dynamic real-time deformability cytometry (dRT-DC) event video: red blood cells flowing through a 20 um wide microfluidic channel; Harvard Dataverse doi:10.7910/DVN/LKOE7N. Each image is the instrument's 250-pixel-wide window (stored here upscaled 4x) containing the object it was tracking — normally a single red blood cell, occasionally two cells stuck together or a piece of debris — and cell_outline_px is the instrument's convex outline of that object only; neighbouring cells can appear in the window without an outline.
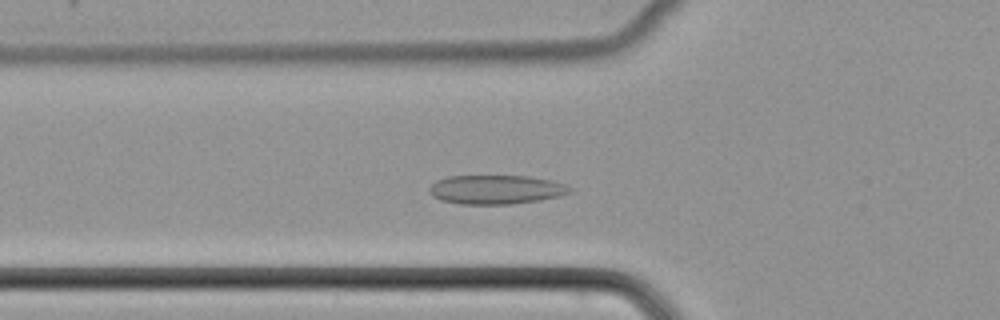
{"species": "common noctule bat (a hibernating species)", "species_latin": "Nyctalus noctula", "temperature_condition": "cold", "stored_images_in_passage": 29, "camera_frame_rate_fps": 3000, "um_per_image_px": 0.085, "animal": {"sex": "female", "body_mass_g": 22.7, "forearm_length_mm": 54.2}, "frame": {"image": 1, "passage_image": 5, "time_ms": 1.333, "image_size_px": [1000, 320], "cell_outline_px": [[572, 192], [560, 196], [540, 200], [512, 204], [460, 204], [440, 200], [432, 196], [428, 192], [428, 188], [436, 180], [448, 176], [528, 176], [548, 180], [564, 184], [572, 188]], "centroid_in_image_um": [42.13, 16.12], "position_along_channel_um": 83.7, "area_um2": 23.87}}
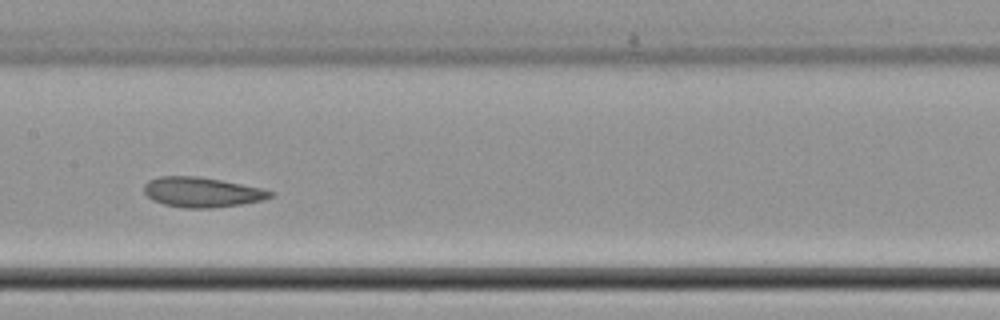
{"frame": {"image": 2, "passage_image": 13, "time_ms": 4.0, "image_size_px": [1000, 320], "cell_outline_px": [[276, 192], [272, 196], [264, 200], [240, 204], [212, 208], [184, 208], [164, 204], [152, 200], [144, 192], [144, 184], [148, 180], [160, 176], [200, 176], [260, 188]], "centroid_in_image_um": [17.15, 16.33], "position_along_channel_um": 190.3, "area_um2": 22.02}}
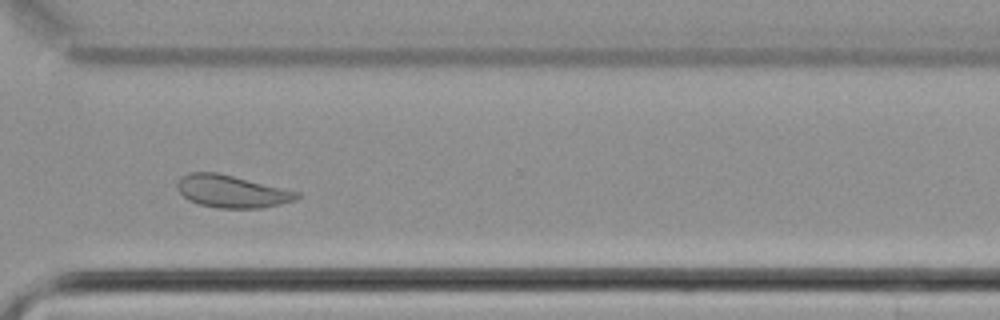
{"frame": {"image": 3, "passage_image": 25, "time_ms": 8.0, "image_size_px": [1000, 320], "cell_outline_px": [[300, 196], [296, 200], [280, 204], [260, 208], [220, 208], [200, 204], [188, 200], [176, 188], [176, 184], [180, 176], [188, 172], [216, 172], [300, 192]], "centroid_in_image_um": [19.67, 16.26], "position_along_channel_um": 350.9, "area_um2": 22.54}}